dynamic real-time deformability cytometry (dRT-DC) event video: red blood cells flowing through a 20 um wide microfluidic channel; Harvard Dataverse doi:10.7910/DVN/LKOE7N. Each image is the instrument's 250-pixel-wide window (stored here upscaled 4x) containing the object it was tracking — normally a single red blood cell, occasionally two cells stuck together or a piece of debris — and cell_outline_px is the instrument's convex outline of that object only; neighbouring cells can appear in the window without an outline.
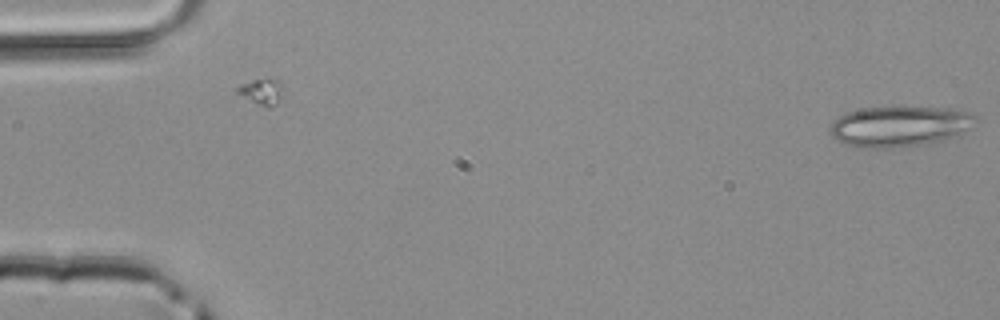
{"species": "common noctule bat (a hibernating species)", "species_latin": "Nyctalus noctula", "temperature_condition": "room temperature", "stored_images_in_passage": 4, "camera_frame_rate_fps": 3000, "um_per_image_px": 0.085, "animal": {"sex": "male", "body_mass_g": 20.4}, "frame": {"image": 1, "passage_image": 4, "time_ms": 1.0, "image_size_px": [1000, 320], "cell_outline_px": [[980, 120], [964, 132], [956, 136], [944, 140], [928, 144], [904, 148], [856, 148], [832, 136], [832, 120], [848, 112], [864, 108], [952, 108], [972, 112]], "centroid_in_image_um": [76.55, 10.76], "position_along_channel_um": 8.4, "area_um2": 34.56}}